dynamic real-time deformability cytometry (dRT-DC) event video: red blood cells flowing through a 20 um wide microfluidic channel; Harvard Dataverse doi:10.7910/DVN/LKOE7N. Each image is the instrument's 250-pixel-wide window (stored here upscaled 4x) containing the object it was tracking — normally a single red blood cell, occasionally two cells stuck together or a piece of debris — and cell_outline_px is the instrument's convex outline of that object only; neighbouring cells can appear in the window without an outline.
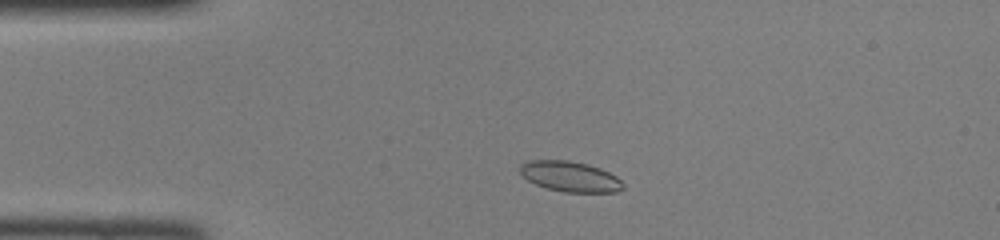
{"species": "common noctule bat (a hibernating species)", "species_latin": "Nyctalus noctula", "temperature_condition": "room temperature", "stored_images_in_passage": 41, "camera_frame_rate_fps": 3000, "um_per_image_px": 0.085, "animal": {"sex": "female", "body_mass_g": 22.0, "forearm_length_mm": 56.7}, "frame": {"image": 1, "passage_image": 5, "time_ms": 1.333, "image_size_px": [1000, 240], "cell_outline_px": [[624, 188], [616, 192], [564, 192], [548, 188], [536, 184], [528, 180], [520, 172], [520, 164], [524, 160], [568, 160], [588, 164], [600, 168], [616, 176], [624, 184]], "centroid_in_image_um": [48.45, 14.99], "position_along_channel_um": 36.5, "area_um2": 18.26}}
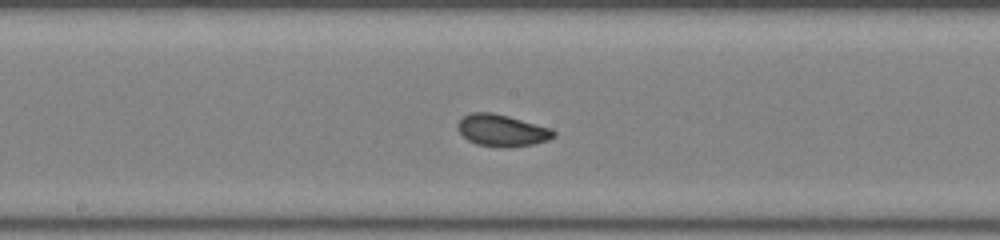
{"frame": {"image": 2, "passage_image": 19, "time_ms": 6.0, "image_size_px": [1000, 240], "cell_outline_px": [[556, 136], [548, 140], [532, 144], [508, 148], [500, 148], [476, 144], [468, 140], [456, 128], [456, 124], [464, 116], [472, 112], [492, 112], [508, 116], [552, 128], [556, 132]], "centroid_in_image_um": [42.67, 11.09], "position_along_channel_um": 205.5, "area_um2": 17.98}}
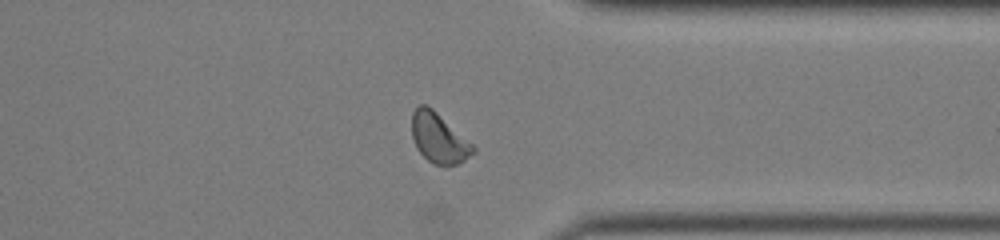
{"frame": {"image": 3, "passage_image": 31, "time_ms": 10.0, "image_size_px": [1000, 240], "cell_outline_px": [[476, 152], [464, 160], [456, 164], [444, 168], [432, 164], [416, 148], [412, 136], [412, 112], [420, 104], [428, 104], [472, 144], [476, 148]], "centroid_in_image_um": [37.29, 11.76], "position_along_channel_um": 374.1, "area_um2": 17.92}}